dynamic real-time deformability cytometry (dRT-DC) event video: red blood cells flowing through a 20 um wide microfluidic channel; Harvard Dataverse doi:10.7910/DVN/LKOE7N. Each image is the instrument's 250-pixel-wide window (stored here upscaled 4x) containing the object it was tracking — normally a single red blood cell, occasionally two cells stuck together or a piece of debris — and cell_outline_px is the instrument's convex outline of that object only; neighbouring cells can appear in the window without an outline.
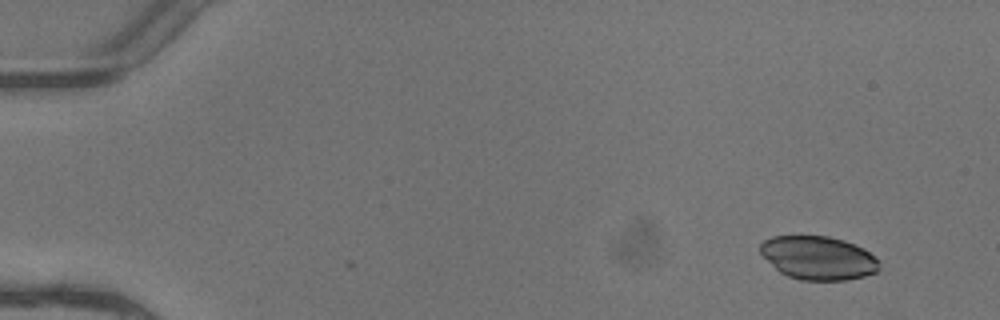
{"species": "common noctule bat (a hibernating species)", "species_latin": "Nyctalus noctula", "temperature_condition": "warm", "stored_images_in_passage": 5, "camera_frame_rate_fps": 3000, "um_per_image_px": 0.085, "animal": {"sex": "female"}, "frame": {"image": 1, "passage_image": 1, "time_ms": 0.0, "image_size_px": [1000, 320], "cell_outline_px": [[880, 268], [876, 272], [864, 276], [844, 280], [800, 280], [788, 276], [780, 272], [760, 252], [760, 244], [764, 240], [772, 236], [828, 236], [844, 240], [864, 248], [880, 260]], "centroid_in_image_um": [69.58, 21.92], "position_along_channel_um": 15.4, "area_um2": 30.17}}
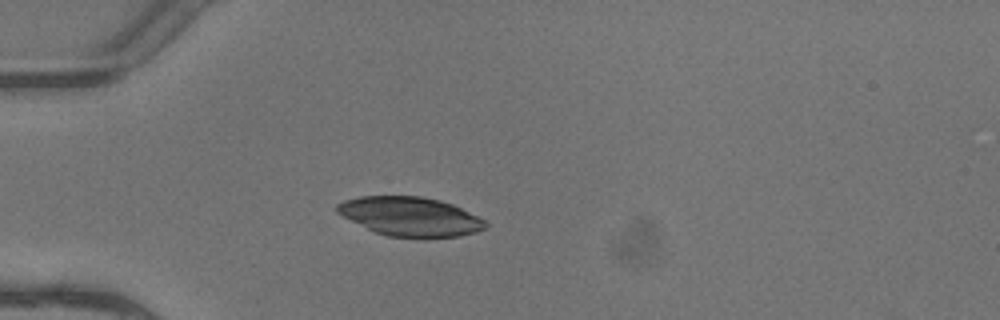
{"frame": {"image": 2, "passage_image": 4, "time_ms": 1.0, "image_size_px": [1000, 320], "cell_outline_px": [[488, 224], [484, 228], [476, 232], [460, 236], [424, 240], [388, 236], [376, 232], [336, 212], [336, 204], [344, 200], [360, 196], [420, 196], [440, 200], [452, 204], [484, 220]], "centroid_in_image_um": [34.89, 18.43], "position_along_channel_um": 50.1, "area_um2": 34.04}}